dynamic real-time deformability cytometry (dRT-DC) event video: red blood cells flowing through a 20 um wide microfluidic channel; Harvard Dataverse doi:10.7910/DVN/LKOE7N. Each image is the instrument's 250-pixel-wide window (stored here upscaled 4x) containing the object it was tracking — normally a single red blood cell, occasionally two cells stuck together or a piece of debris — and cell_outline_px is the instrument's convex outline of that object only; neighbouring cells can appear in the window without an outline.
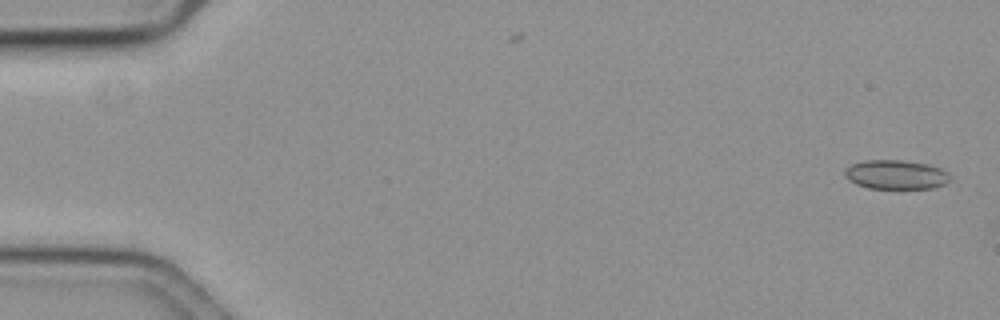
{"species": "common noctule bat (a hibernating species)", "species_latin": "Nyctalus noctula", "temperature_condition": "cold", "stored_images_in_passage": 3, "camera_frame_rate_fps": 3000, "um_per_image_px": 0.085, "animal": {"sex": "female", "body_mass_g": 19.3, "forearm_length_mm": 54.1}, "frame": {"image": 1, "passage_image": 1, "time_ms": 0.0, "image_size_px": [1000, 320], "cell_outline_px": [[948, 180], [944, 184], [932, 188], [868, 188], [856, 184], [848, 180], [844, 172], [852, 164], [864, 160], [900, 160], [928, 164], [940, 168], [948, 172]], "centroid_in_image_um": [76.14, 14.84], "position_along_channel_um": 8.9, "area_um2": 17.69}}